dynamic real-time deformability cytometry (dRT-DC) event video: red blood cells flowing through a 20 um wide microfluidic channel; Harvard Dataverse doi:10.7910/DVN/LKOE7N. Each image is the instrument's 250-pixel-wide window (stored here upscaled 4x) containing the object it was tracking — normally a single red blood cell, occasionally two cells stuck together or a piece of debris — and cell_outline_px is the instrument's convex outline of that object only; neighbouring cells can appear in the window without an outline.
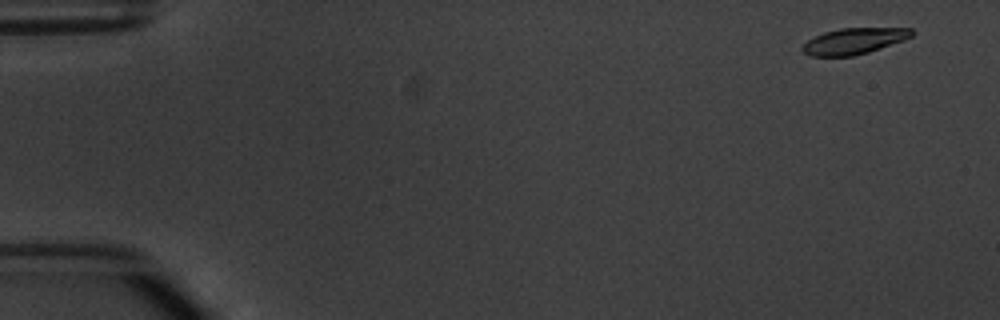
{"species": "common noctule bat (a hibernating species)", "species_latin": "Nyctalus noctula", "temperature_condition": "warm", "stored_images_in_passage": 3, "camera_frame_rate_fps": 3000, "um_per_image_px": 0.085, "animal": {"sex": "male", "body_mass_g": 20.1, "forearm_length_mm": 53.5}, "frame": {"image": 1, "passage_image": 1, "time_ms": 0.0, "image_size_px": [1000, 320], "cell_outline_px": [[912, 36], [904, 40], [868, 52], [852, 56], [812, 56], [804, 52], [800, 48], [808, 40], [824, 32], [840, 28], [912, 28]], "centroid_in_image_um": [72.58, 3.49], "position_along_channel_um": 12.4, "area_um2": 16.42}}